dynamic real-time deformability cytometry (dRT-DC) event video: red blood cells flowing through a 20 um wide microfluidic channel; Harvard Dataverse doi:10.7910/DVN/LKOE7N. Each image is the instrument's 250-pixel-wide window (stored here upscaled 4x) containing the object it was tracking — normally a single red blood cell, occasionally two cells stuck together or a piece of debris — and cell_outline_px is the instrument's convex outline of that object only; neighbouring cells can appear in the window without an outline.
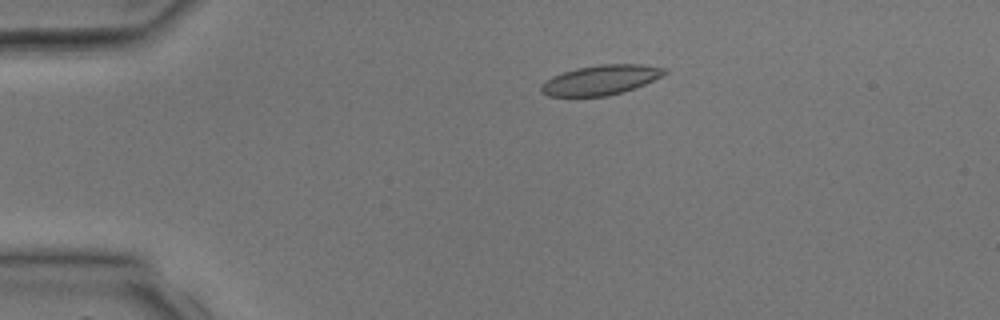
{"species": "common noctule bat (a hibernating species)", "species_latin": "Nyctalus noctula", "temperature_condition": "room temperature", "stored_images_in_passage": 2, "camera_frame_rate_fps": 3000, "um_per_image_px": 0.085, "animal": {"sex": "male", "body_mass_g": 17.9, "forearm_length_mm": 54.2}, "frame": {"image": 1, "passage_image": 1, "time_ms": 0.0, "image_size_px": [1000, 320], "cell_outline_px": [[668, 72], [644, 84], [608, 96], [548, 96], [540, 92], [540, 84], [552, 76], [576, 68], [600, 64], [640, 64], [668, 68]], "centroid_in_image_um": [51.02, 6.79], "position_along_channel_um": 34.0, "area_um2": 21.27}}